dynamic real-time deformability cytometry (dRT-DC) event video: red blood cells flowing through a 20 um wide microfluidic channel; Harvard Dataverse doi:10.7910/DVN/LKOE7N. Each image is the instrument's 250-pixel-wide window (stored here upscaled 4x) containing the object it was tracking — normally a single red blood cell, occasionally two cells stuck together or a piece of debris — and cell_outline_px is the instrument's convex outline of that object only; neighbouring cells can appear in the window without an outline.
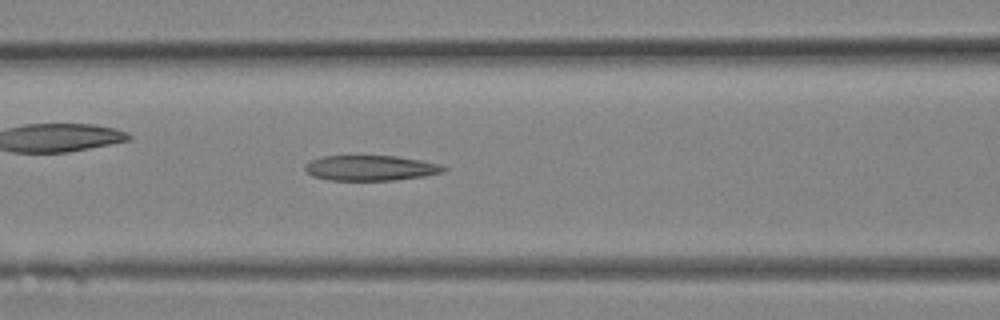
{"species": "Egyptian fruit bat (a non-hibernating species)", "species_latin": "Rousettus aegyptiacus", "temperature_condition": "room temperature", "stored_images_in_passage": 17, "camera_frame_rate_fps": 3000, "um_per_image_px": 0.085, "animal": {"sex": "female"}, "frame": {"image": 1, "passage_image": 10, "time_ms": 3.0, "image_size_px": [1000, 320], "cell_outline_px": [[448, 168], [444, 172], [424, 176], [396, 180], [328, 180], [312, 176], [304, 168], [304, 164], [308, 160], [324, 156], [396, 156], [420, 160], [440, 164]], "centroid_in_image_um": [31.48, 14.28], "position_along_channel_um": 135.1, "area_um2": 20.52}}
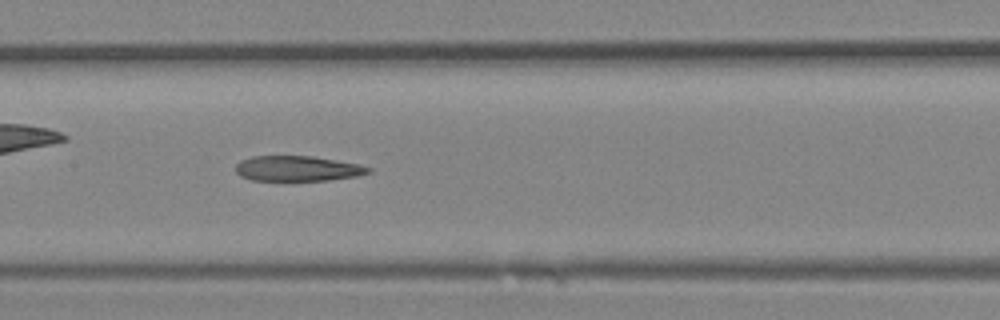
{"frame": {"image": 2, "passage_image": 12, "time_ms": 3.667, "image_size_px": [1000, 320], "cell_outline_px": [[372, 172], [356, 176], [328, 180], [252, 180], [240, 176], [236, 172], [236, 164], [240, 160], [252, 156], [312, 156], [360, 164], [372, 168]], "centroid_in_image_um": [25.29, 14.32], "position_along_channel_um": 182.1, "area_um2": 19.54}}